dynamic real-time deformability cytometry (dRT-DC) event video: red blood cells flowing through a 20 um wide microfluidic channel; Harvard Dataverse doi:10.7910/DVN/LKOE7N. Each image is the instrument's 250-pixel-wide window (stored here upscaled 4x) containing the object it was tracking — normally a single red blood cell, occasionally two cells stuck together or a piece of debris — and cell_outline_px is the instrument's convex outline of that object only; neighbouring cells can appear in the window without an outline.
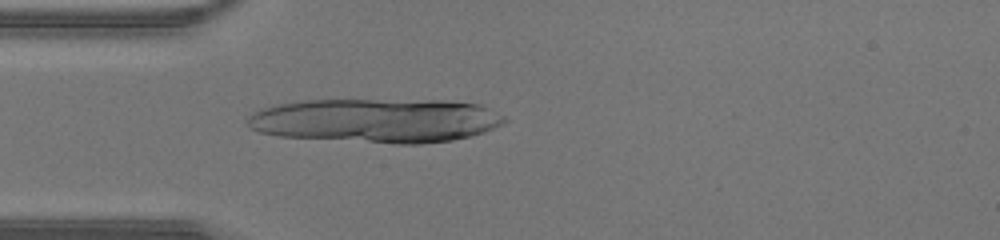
{"species": "human", "species_latin": "Homo sapiens", "temperature_condition": "warm", "stored_images_in_passage": 27, "camera_frame_rate_fps": 3000, "um_per_image_px": 0.085, "donor": {"sex": "male"}, "frame": {"image": 1, "passage_image": 12, "time_ms": 3.667, "image_size_px": [1000, 240], "cell_outline_px": [[508, 120], [484, 132], [472, 136], [452, 140], [420, 144], [396, 144], [280, 136], [260, 132], [252, 128], [248, 124], [248, 116], [252, 112], [260, 108], [300, 100], [440, 100], [480, 104], [504, 116]], "centroid_in_image_um": [31.98, 10.24], "position_along_channel_um": 53.0, "area_um2": 66.24}}